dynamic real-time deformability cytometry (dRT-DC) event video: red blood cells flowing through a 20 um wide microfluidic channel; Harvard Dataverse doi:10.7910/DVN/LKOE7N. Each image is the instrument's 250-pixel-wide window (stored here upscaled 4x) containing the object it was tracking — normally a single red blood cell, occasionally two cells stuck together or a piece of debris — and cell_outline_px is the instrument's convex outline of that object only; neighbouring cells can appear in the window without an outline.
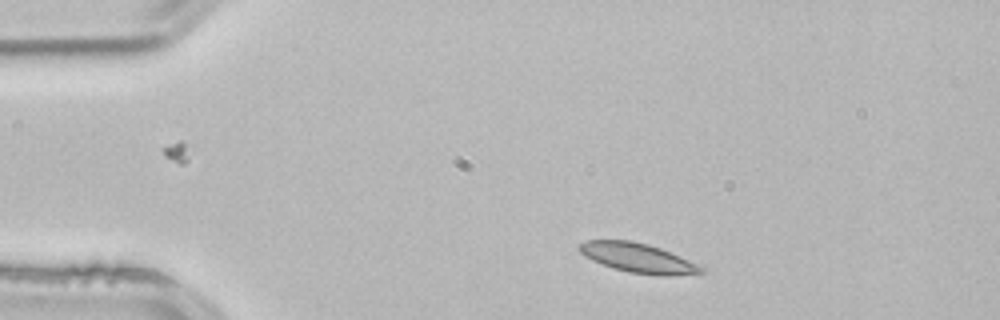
{"species": "common noctule bat (a hibernating species)", "species_latin": "Nyctalus noctula", "temperature_condition": "room temperature", "stored_images_in_passage": 2, "camera_frame_rate_fps": 3000, "um_per_image_px": 0.085, "animal": {"sex": "male", "body_mass_g": 21.5, "forearm_length_mm": 52.0}, "frame": {"image": 1, "passage_image": 1, "time_ms": 0.0, "image_size_px": [1000, 320], "cell_outline_px": [[708, 268], [704, 272], [668, 276], [660, 276], [628, 272], [612, 268], [600, 264], [584, 256], [576, 248], [580, 244], [588, 240], [632, 240], [648, 244], [660, 248], [680, 256]], "centroid_in_image_um": [54.23, 21.93], "position_along_channel_um": 30.8, "area_um2": 21.15}}